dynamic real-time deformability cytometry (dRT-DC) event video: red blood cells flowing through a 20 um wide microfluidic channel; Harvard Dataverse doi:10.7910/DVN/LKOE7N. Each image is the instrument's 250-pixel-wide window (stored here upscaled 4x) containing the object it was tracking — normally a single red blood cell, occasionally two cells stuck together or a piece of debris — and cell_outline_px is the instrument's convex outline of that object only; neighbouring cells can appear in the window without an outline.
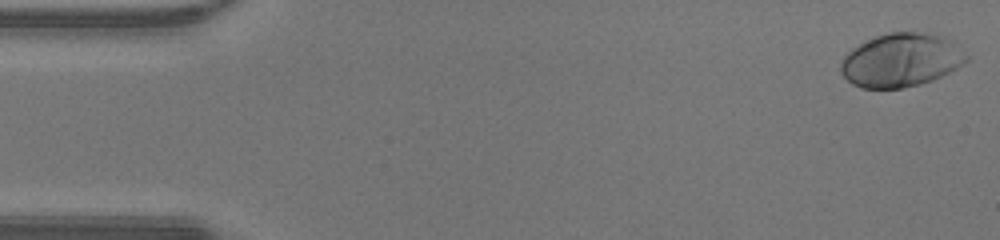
{"species": "human", "species_latin": "Homo sapiens", "temperature_condition": "warm", "stored_images_in_passage": 48, "camera_frame_rate_fps": 3000, "um_per_image_px": 0.085, "donor": {"sex": "male"}, "frame": {"image": 1, "passage_image": 1, "time_ms": 0.0, "image_size_px": [1000, 240], "cell_outline_px": [[968, 60], [956, 68], [932, 80], [920, 84], [900, 88], [860, 88], [852, 84], [840, 72], [840, 60], [852, 48], [876, 36], [888, 32], [916, 32], [940, 36], [956, 40], [968, 56]], "centroid_in_image_um": [76.59, 5.11], "position_along_channel_um": 8.4, "area_um2": 39.25}}
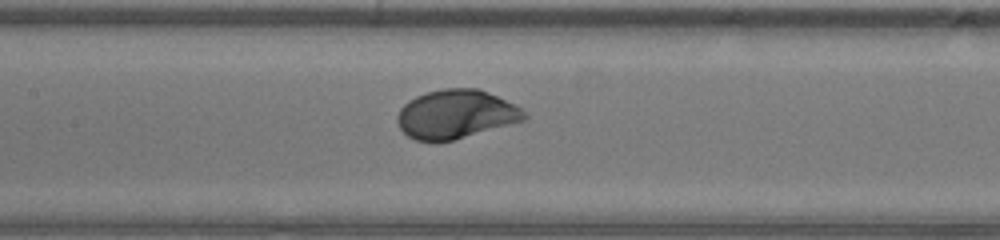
{"frame": {"image": 2, "passage_image": 22, "time_ms": 7.0, "image_size_px": [1000, 240], "cell_outline_px": [[528, 120], [452, 140], [436, 144], [416, 140], [408, 136], [400, 128], [396, 120], [396, 116], [400, 108], [408, 100], [416, 96], [428, 92], [444, 88], [480, 88], [520, 108], [528, 116]], "centroid_in_image_um": [38.72, 9.73], "position_along_channel_um": 168.7, "area_um2": 36.36}}
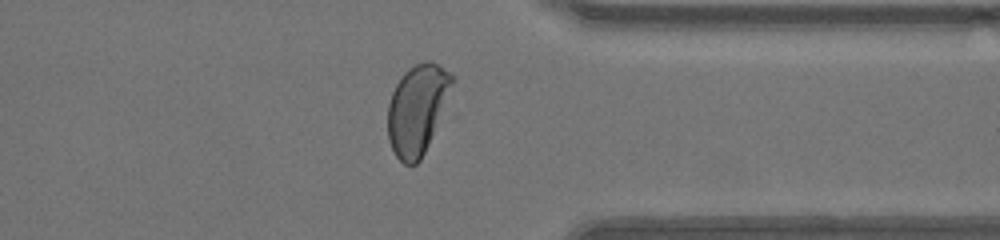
{"frame": {"image": 3, "passage_image": 37, "time_ms": 12.0, "image_size_px": [1000, 240], "cell_outline_px": [[456, 80], [424, 152], [420, 160], [416, 164], [404, 164], [396, 156], [388, 140], [388, 104], [392, 92], [396, 84], [404, 72], [408, 68], [424, 60], [428, 60], [436, 64], [456, 76]], "centroid_in_image_um": [35.46, 9.25], "position_along_channel_um": 375.9, "area_um2": 33.29}, "authors_computed_cell_mechanics": {"area_um2": 36.6741, "velocity_mm_per_s": 4.2746, "shape_relaxation_time_tau1_ms": 1.8257, "shape_relaxation_time_tau2_ms": null, "deformation_change_tau1": 0.1557, "deformation_change_tau2": null}}